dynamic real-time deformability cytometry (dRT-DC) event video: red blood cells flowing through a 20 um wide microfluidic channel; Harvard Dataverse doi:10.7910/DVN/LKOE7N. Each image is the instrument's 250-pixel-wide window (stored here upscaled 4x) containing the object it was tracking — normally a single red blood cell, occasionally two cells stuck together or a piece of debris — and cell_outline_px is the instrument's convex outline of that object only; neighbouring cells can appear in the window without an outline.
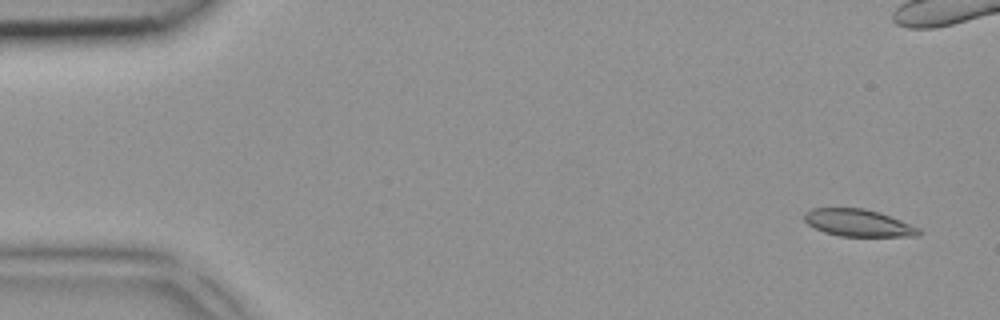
{"species": "common noctule bat (a hibernating species)", "species_latin": "Nyctalus noctula", "temperature_condition": "room temperature", "stored_images_in_passage": 3, "camera_frame_rate_fps": 3000, "um_per_image_px": 0.085, "animal": {"sex": "female", "body_mass_g": 18.4}, "frame": {"image": 1, "passage_image": 1, "time_ms": 0.0, "image_size_px": [1000, 320], "cell_outline_px": [[920, 236], [840, 236], [824, 232], [808, 224], [804, 220], [804, 212], [812, 208], [864, 208], [880, 212], [920, 228]], "centroid_in_image_um": [72.94, 18.94], "position_along_channel_um": 12.1, "area_um2": 18.09}}